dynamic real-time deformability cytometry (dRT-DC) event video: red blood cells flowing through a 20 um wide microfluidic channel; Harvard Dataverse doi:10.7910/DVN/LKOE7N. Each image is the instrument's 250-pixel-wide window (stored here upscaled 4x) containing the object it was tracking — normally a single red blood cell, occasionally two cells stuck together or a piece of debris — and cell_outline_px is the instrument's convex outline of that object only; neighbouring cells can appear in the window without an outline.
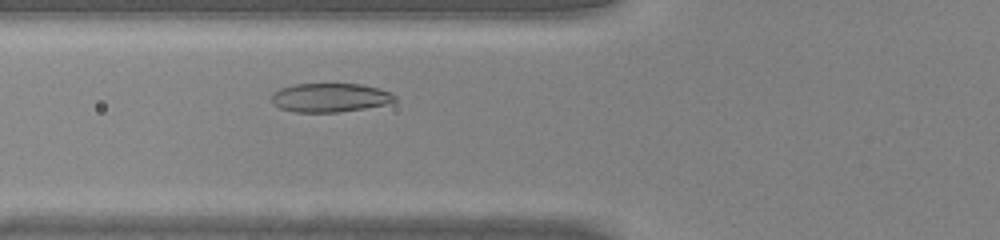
{"species": "common noctule bat (a hibernating species)", "species_latin": "Nyctalus noctula", "temperature_condition": "warm", "stored_images_in_passage": 36, "camera_frame_rate_fps": 3000, "um_per_image_px": 0.085, "animal": {"sex": "male", "body_mass_g": 20.0, "forearm_length_mm": 53.3}, "frame": {"image": 1, "passage_image": 10, "time_ms": 3.0, "image_size_px": [1000, 240], "cell_outline_px": [[396, 100], [384, 104], [364, 108], [336, 112], [296, 112], [280, 108], [272, 100], [272, 96], [280, 88], [292, 84], [360, 84], [376, 88], [388, 92], [396, 96]], "centroid_in_image_um": [28.03, 8.29], "position_along_channel_um": 97.8, "area_um2": 20.29}}
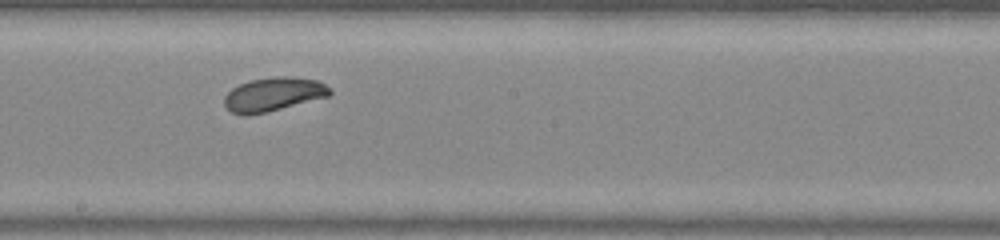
{"frame": {"image": 2, "passage_image": 19, "time_ms": 6.0, "image_size_px": [1000, 240], "cell_outline_px": [[332, 92], [328, 96], [268, 112], [248, 116], [244, 116], [232, 112], [224, 104], [224, 96], [232, 88], [240, 84], [252, 80], [284, 76], [296, 76], [320, 80], [332, 88]], "centroid_in_image_um": [23.28, 8.02], "position_along_channel_um": 224.9, "area_um2": 20.92}}
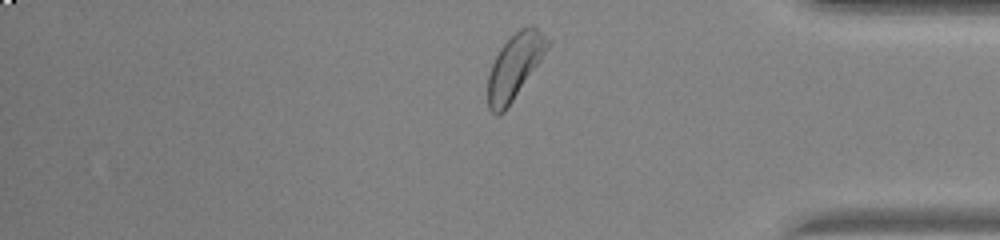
{"frame": {"image": 3, "passage_image": 32, "time_ms": 10.333, "image_size_px": [1000, 240], "cell_outline_px": [[552, 44], [504, 112], [500, 116], [496, 116], [488, 108], [488, 76], [492, 64], [500, 48], [520, 28], [532, 24], [552, 40]], "centroid_in_image_um": [43.78, 5.63], "position_along_channel_um": 391.4, "area_um2": 22.54}, "authors_computed_cell_mechanics": {"area_um2": 20.8947, "velocity_mm_per_s": 4.2444, "shape_relaxation_time_tau1_ms": 4.0196, "shape_relaxation_time_tau2_ms": null, "deformation_change_tau1": 0.134, "deformation_change_tau2": null}}